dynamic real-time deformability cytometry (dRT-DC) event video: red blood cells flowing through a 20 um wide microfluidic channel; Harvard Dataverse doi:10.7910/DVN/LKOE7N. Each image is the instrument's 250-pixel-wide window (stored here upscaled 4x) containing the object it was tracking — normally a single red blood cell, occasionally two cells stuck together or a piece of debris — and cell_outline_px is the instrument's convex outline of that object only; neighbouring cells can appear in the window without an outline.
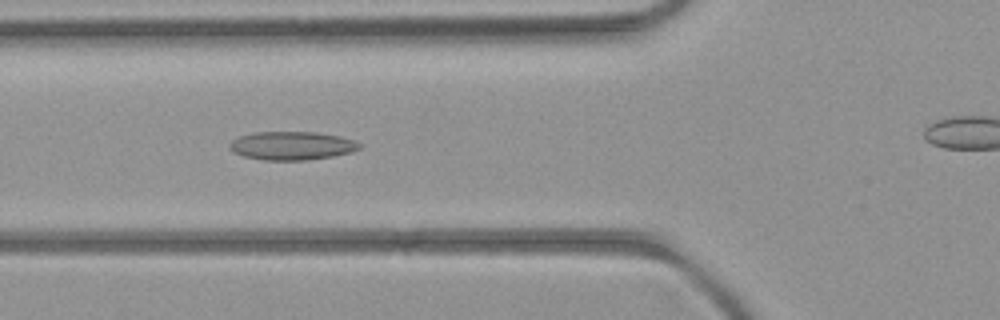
{"species": "common noctule bat (a hibernating species)", "species_latin": "Nyctalus noctula", "temperature_condition": "room temperature", "stored_images_in_passage": 38, "camera_frame_rate_fps": 3000, "um_per_image_px": 0.085, "animal": {"sex": "female", "body_mass_g": 21.9}, "frame": {"image": 1, "passage_image": 12, "time_ms": 3.667, "image_size_px": [1000, 320], "cell_outline_px": [[360, 148], [352, 152], [332, 156], [308, 160], [264, 160], [244, 156], [232, 152], [228, 148], [228, 144], [232, 140], [240, 136], [256, 132], [316, 132], [340, 136], [356, 140], [360, 144]], "centroid_in_image_um": [24.8, 12.38], "position_along_channel_um": 101.0, "area_um2": 21.62}}
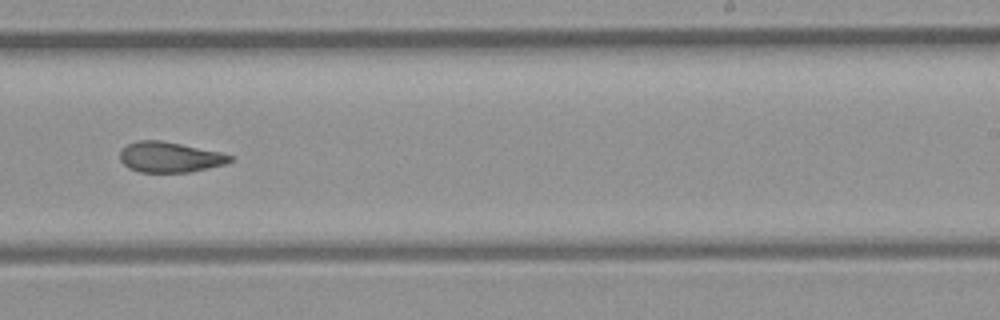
{"frame": {"image": 2, "passage_image": 25, "time_ms": 8.0, "image_size_px": [1000, 320], "cell_outline_px": [[232, 160], [224, 164], [188, 172], [140, 172], [128, 168], [120, 160], [120, 152], [128, 144], [136, 140], [160, 140], [220, 152], [232, 156]], "centroid_in_image_um": [14.39, 13.35], "position_along_channel_um": 274.6, "area_um2": 19.25}}
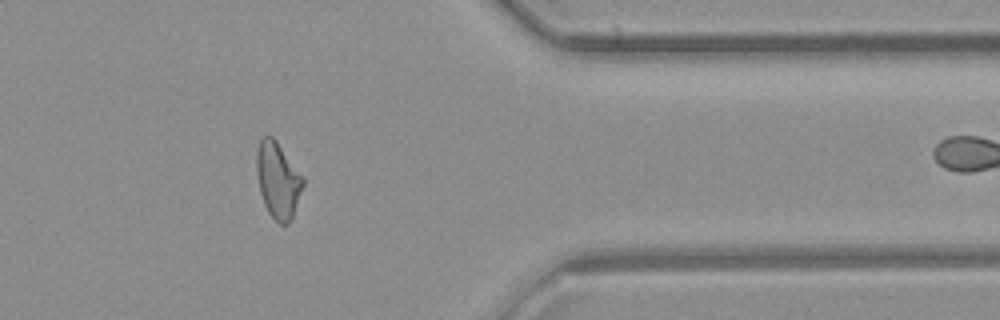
{"frame": {"image": 3, "passage_image": 35, "time_ms": 11.333, "image_size_px": [1000, 320], "cell_outline_px": [[304, 184], [292, 220], [284, 224], [280, 224], [268, 212], [264, 204], [260, 192], [256, 172], [256, 152], [260, 140], [264, 136], [272, 136], [276, 140], [304, 176]], "centroid_in_image_um": [23.63, 15.3], "position_along_channel_um": 387.8, "area_um2": 20.69}, "authors_computed_cell_mechanics": {"area_um2": 20.4612, "velocity_mm_per_s": 4.0002, "shape_relaxation_time_tau1_ms": null, "shape_relaxation_time_tau2_ms": 2.9643, "deformation_change_tau1": null, "deformation_change_tau2": 0.1127}}